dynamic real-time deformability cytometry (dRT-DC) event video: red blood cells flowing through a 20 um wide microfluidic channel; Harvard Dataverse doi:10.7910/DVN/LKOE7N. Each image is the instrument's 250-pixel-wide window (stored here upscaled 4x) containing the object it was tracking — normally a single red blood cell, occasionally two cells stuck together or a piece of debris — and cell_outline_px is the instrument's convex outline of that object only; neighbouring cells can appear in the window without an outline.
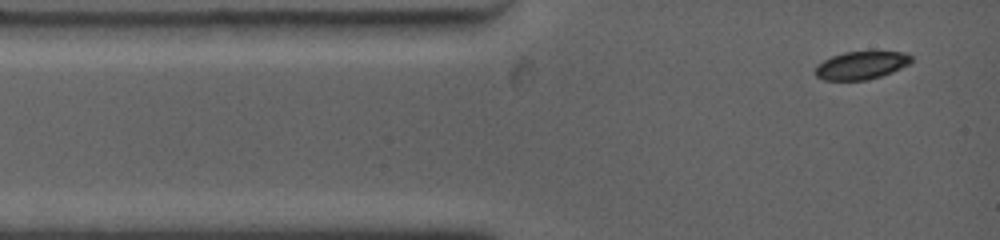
{"species": "common noctule bat (a hibernating species)", "species_latin": "Nyctalus noctula", "temperature_condition": "warm", "stored_images_in_passage": 9, "camera_frame_rate_fps": 4500, "um_per_image_px": 0.085, "animal": {"sex": "female", "body_mass_g": 19.0, "forearm_length_mm": 53.3}, "frame": {"image": 1, "passage_image": 1, "time_ms": 0.0, "image_size_px": [1000, 240], "cell_outline_px": [[912, 60], [908, 64], [892, 72], [880, 76], [864, 80], [824, 80], [816, 76], [816, 64], [832, 56], [844, 52], [904, 52], [912, 56]], "centroid_in_image_um": [73.18, 5.55], "position_along_channel_um": 11.8, "area_um2": 15.43}}